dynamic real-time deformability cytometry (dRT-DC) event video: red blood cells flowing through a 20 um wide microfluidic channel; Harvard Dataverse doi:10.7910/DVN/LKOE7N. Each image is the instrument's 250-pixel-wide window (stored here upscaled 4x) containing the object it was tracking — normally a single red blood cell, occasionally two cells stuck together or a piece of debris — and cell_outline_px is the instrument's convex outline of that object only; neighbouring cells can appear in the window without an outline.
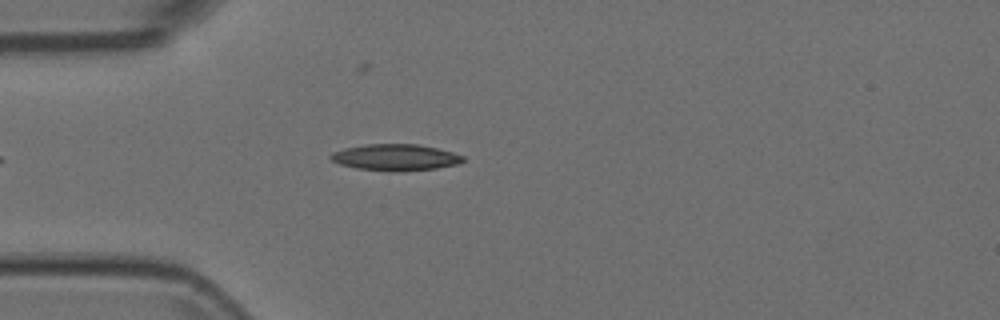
{"species": "Egyptian fruit bat (a non-hibernating species)", "species_latin": "Rousettus aegyptiacus", "temperature_condition": "room temperature", "stored_images_in_passage": 46, "camera_frame_rate_fps": 3000, "um_per_image_px": 0.085, "animal": {"sex": "female"}, "frame": {"image": 1, "passage_image": 7, "time_ms": 2.0, "image_size_px": [1000, 320], "cell_outline_px": [[464, 160], [460, 164], [436, 168], [400, 172], [392, 172], [356, 168], [340, 164], [332, 160], [328, 156], [332, 152], [344, 148], [368, 144], [416, 144], [436, 148], [452, 152], [464, 156]], "centroid_in_image_um": [33.61, 13.38], "position_along_channel_um": 51.4, "area_um2": 20.46}}
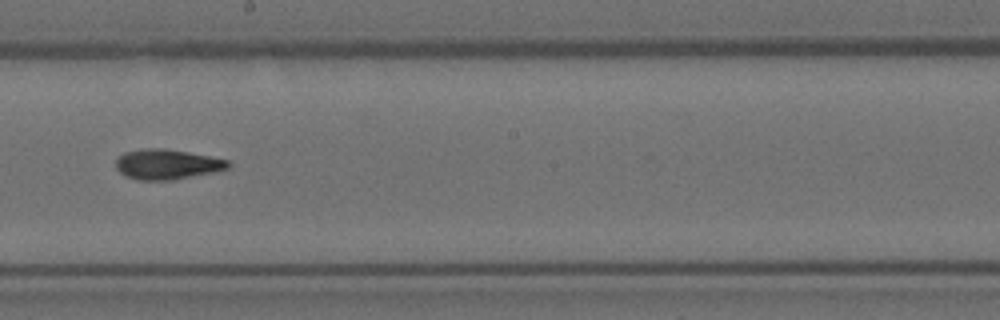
{"frame": {"image": 2, "passage_image": 22, "time_ms": 7.0, "image_size_px": [1000, 320], "cell_outline_px": [[232, 164], [228, 168], [212, 172], [172, 180], [136, 180], [124, 176], [116, 168], [116, 160], [124, 152], [144, 148], [160, 148], [188, 152], [228, 160]], "centroid_in_image_um": [14.16, 13.97], "position_along_channel_um": 234.0, "area_um2": 19.59}}
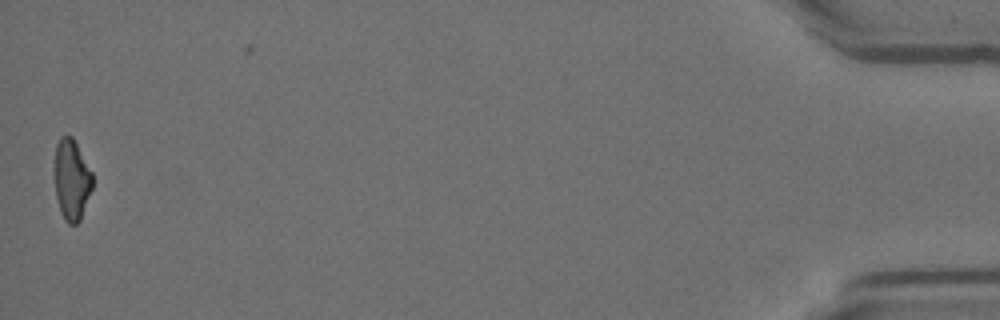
{"frame": {"image": 3, "passage_image": 45, "time_ms": 14.667, "image_size_px": [1000, 320], "cell_outline_px": [[92, 188], [80, 220], [76, 224], [68, 224], [64, 220], [60, 212], [56, 196], [56, 144], [60, 136], [72, 136], [92, 172]], "centroid_in_image_um": [6.1, 15.3], "position_along_channel_um": 429.1, "area_um2": 17.51}}